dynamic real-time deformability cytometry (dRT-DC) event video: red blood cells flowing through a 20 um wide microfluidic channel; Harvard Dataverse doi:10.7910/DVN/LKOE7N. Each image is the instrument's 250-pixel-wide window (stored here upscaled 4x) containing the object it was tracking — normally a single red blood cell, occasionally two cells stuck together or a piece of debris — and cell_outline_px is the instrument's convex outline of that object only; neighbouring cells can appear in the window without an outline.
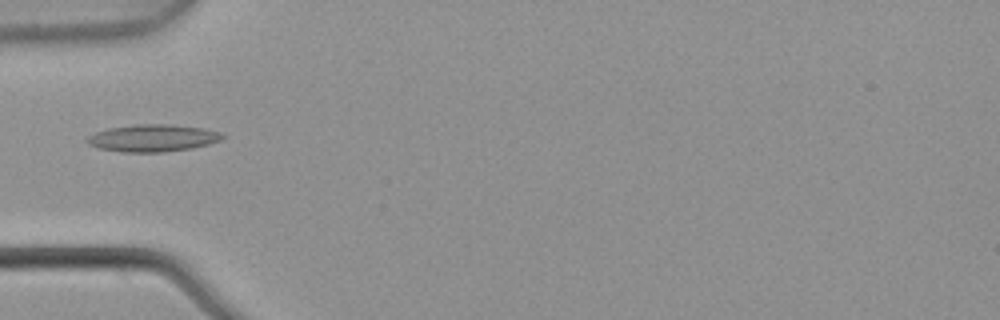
{"species": "common noctule bat (a hibernating species)", "species_latin": "Nyctalus noctula", "temperature_condition": "warm", "stored_images_in_passage": 6, "camera_frame_rate_fps": 3000, "um_per_image_px": 0.085, "animal": {"sex": "male", "body_mass_g": 21.5, "forearm_length_mm": 52.0}, "frame": {"image": 1, "passage_image": 5, "time_ms": 1.333, "image_size_px": [1000, 320], "cell_outline_px": [[224, 136], [220, 140], [208, 144], [192, 148], [160, 152], [120, 152], [100, 148], [88, 144], [84, 140], [88, 136], [96, 132], [108, 128], [136, 124], [172, 124], [204, 128], [220, 132]], "centroid_in_image_um": [12.96, 11.73], "position_along_channel_um": 72.0, "area_um2": 21.44}}
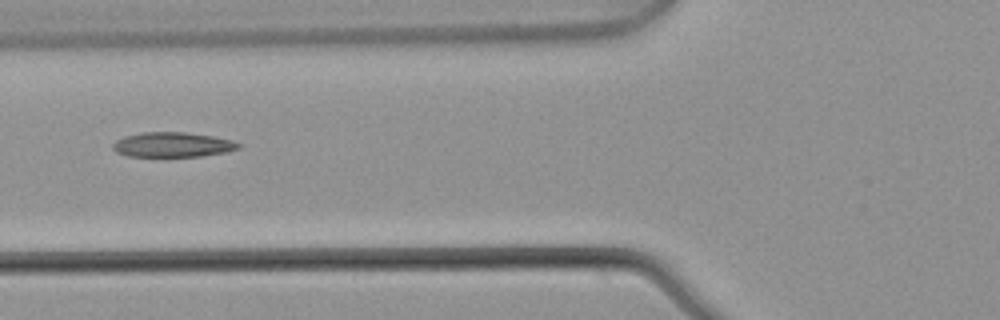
{"frame": {"image": 2, "passage_image": 6, "time_ms": 1.667, "image_size_px": [1000, 320], "cell_outline_px": [[244, 144], [240, 148], [228, 152], [200, 156], [128, 156], [116, 152], [112, 148], [112, 144], [116, 140], [124, 136], [140, 132], [184, 132], [212, 136], [232, 140]], "centroid_in_image_um": [14.69, 12.29], "position_along_channel_um": 111.1, "area_um2": 18.32}}